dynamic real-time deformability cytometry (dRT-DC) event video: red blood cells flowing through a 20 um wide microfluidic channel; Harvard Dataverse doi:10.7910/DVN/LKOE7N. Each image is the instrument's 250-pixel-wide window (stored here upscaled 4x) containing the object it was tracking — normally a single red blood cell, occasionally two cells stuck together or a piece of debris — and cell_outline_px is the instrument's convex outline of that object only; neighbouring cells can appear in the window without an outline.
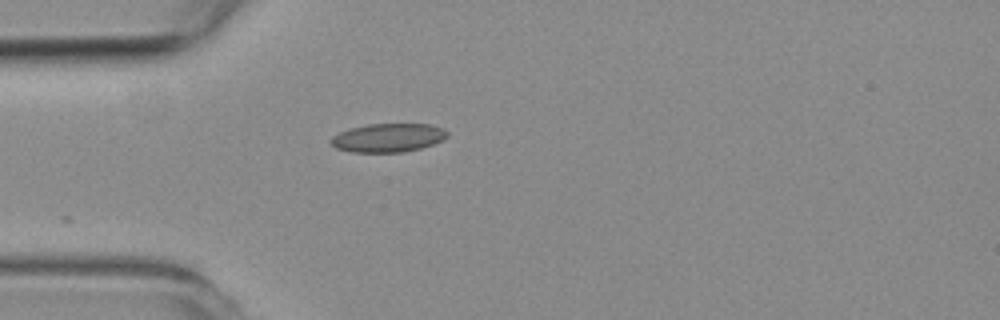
{"species": "common noctule bat (a hibernating species)", "species_latin": "Nyctalus noctula", "temperature_condition": "room temperature", "stored_images_in_passage": 5, "camera_frame_rate_fps": 3000, "um_per_image_px": 0.085, "animal": {"sex": "female", "body_mass_g": 19.3, "forearm_length_mm": 54.1}, "frame": {"image": 1, "passage_image": 1, "time_ms": 0.0, "image_size_px": [1000, 320], "cell_outline_px": [[448, 136], [432, 144], [420, 148], [404, 152], [352, 152], [336, 148], [328, 140], [332, 136], [340, 132], [352, 128], [368, 124], [428, 124], [444, 128], [448, 132]], "centroid_in_image_um": [32.97, 11.71], "position_along_channel_um": 52.0, "area_um2": 19.31}}
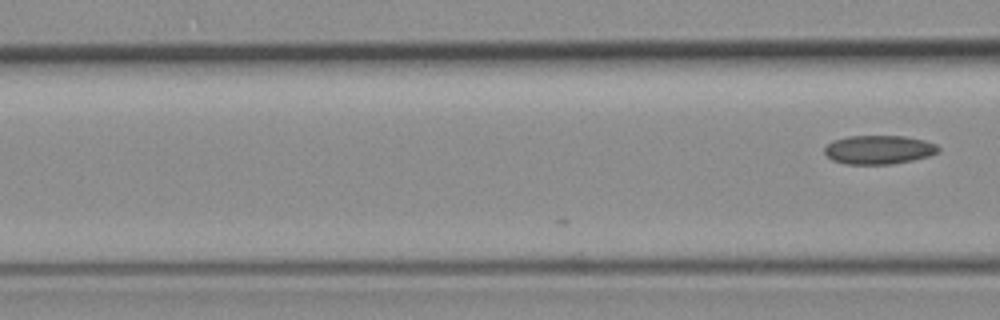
{"frame": {"image": 2, "passage_image": 5, "time_ms": 1.333, "image_size_px": [1000, 320], "cell_outline_px": [[940, 152], [928, 156], [912, 160], [892, 164], [844, 164], [832, 160], [824, 152], [824, 148], [832, 140], [848, 136], [904, 136], [924, 140], [936, 144], [940, 148]], "centroid_in_image_um": [74.7, 12.72], "position_along_channel_um": 91.9, "area_um2": 19.19}}